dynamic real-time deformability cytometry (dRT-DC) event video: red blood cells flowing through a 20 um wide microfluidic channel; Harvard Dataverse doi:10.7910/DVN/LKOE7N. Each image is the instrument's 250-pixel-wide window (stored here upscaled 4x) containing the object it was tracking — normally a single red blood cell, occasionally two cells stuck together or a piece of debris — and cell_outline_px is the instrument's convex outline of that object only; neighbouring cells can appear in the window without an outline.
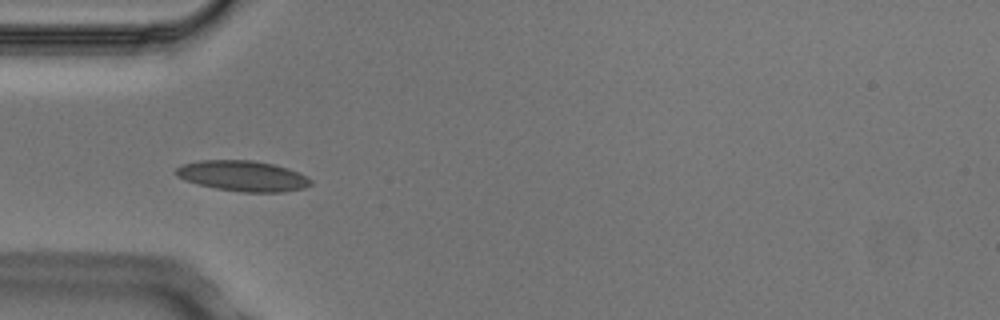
{"species": "Egyptian fruit bat (a non-hibernating species)", "species_latin": "Rousettus aegyptiacus", "temperature_condition": "cold", "stored_images_in_passage": 4, "camera_frame_rate_fps": 3000, "um_per_image_px": 0.085, "animal": {"sex": "male"}, "frame": {"image": 1, "passage_image": 3, "time_ms": 0.667, "image_size_px": [1000, 320], "cell_outline_px": [[312, 184], [304, 188], [284, 192], [244, 192], [216, 188], [184, 180], [176, 176], [172, 172], [176, 168], [184, 164], [200, 160], [252, 160], [272, 164], [288, 168], [308, 176], [312, 180]], "centroid_in_image_um": [20.65, 14.95], "position_along_channel_um": 64.4, "area_um2": 24.04}}
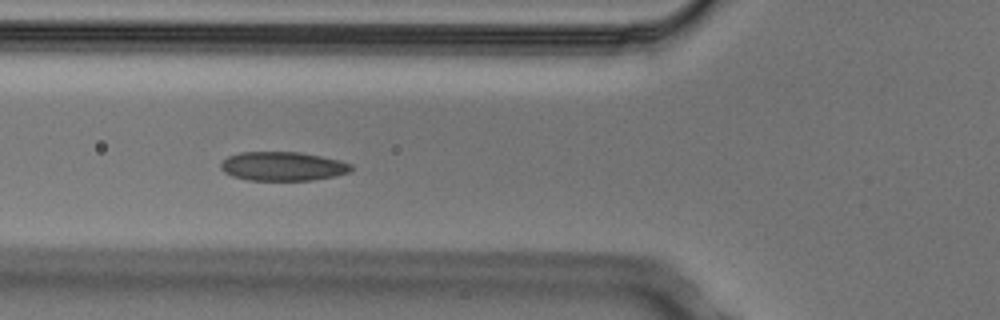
{"frame": {"image": 2, "passage_image": 4, "time_ms": 1.0, "image_size_px": [1000, 320], "cell_outline_px": [[352, 168], [348, 172], [332, 176], [312, 180], [248, 180], [232, 176], [224, 172], [220, 168], [220, 164], [228, 156], [240, 152], [300, 152], [340, 160], [352, 164]], "centroid_in_image_um": [24.0, 14.13], "position_along_channel_um": 101.8, "area_um2": 21.91}}